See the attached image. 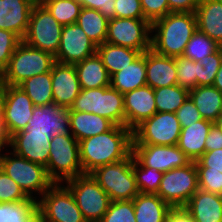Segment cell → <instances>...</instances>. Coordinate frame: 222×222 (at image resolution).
Wrapping results in <instances>:
<instances>
[{"label":"cell","mask_w":222,"mask_h":222,"mask_svg":"<svg viewBox=\"0 0 222 222\" xmlns=\"http://www.w3.org/2000/svg\"><path fill=\"white\" fill-rule=\"evenodd\" d=\"M132 142V130L118 125L105 133L79 141L83 174L127 158L132 153Z\"/></svg>","instance_id":"6da1fadb"},{"label":"cell","mask_w":222,"mask_h":222,"mask_svg":"<svg viewBox=\"0 0 222 222\" xmlns=\"http://www.w3.org/2000/svg\"><path fill=\"white\" fill-rule=\"evenodd\" d=\"M196 31L194 12H170L151 24V49L163 56H183L188 41Z\"/></svg>","instance_id":"7a4b0ae2"},{"label":"cell","mask_w":222,"mask_h":222,"mask_svg":"<svg viewBox=\"0 0 222 222\" xmlns=\"http://www.w3.org/2000/svg\"><path fill=\"white\" fill-rule=\"evenodd\" d=\"M45 169L53 183L63 184L67 180L83 175L79 142L72 134L51 137L49 160Z\"/></svg>","instance_id":"3957f363"},{"label":"cell","mask_w":222,"mask_h":222,"mask_svg":"<svg viewBox=\"0 0 222 222\" xmlns=\"http://www.w3.org/2000/svg\"><path fill=\"white\" fill-rule=\"evenodd\" d=\"M0 168L21 187L29 198L35 201H38L36 195L41 197L54 184L43 165L31 162L13 151L6 154L1 152ZM33 193H37L35 197Z\"/></svg>","instance_id":"277c9868"},{"label":"cell","mask_w":222,"mask_h":222,"mask_svg":"<svg viewBox=\"0 0 222 222\" xmlns=\"http://www.w3.org/2000/svg\"><path fill=\"white\" fill-rule=\"evenodd\" d=\"M55 57L21 41L1 76L5 85L18 86L25 79L51 71Z\"/></svg>","instance_id":"5b68a950"},{"label":"cell","mask_w":222,"mask_h":222,"mask_svg":"<svg viewBox=\"0 0 222 222\" xmlns=\"http://www.w3.org/2000/svg\"><path fill=\"white\" fill-rule=\"evenodd\" d=\"M134 154L127 158L97 167L89 173L105 190L111 201L133 200L140 192L133 172Z\"/></svg>","instance_id":"8992f818"},{"label":"cell","mask_w":222,"mask_h":222,"mask_svg":"<svg viewBox=\"0 0 222 222\" xmlns=\"http://www.w3.org/2000/svg\"><path fill=\"white\" fill-rule=\"evenodd\" d=\"M65 186L72 193L86 222H100L111 203L109 195L90 174L67 180Z\"/></svg>","instance_id":"52a82bcc"},{"label":"cell","mask_w":222,"mask_h":222,"mask_svg":"<svg viewBox=\"0 0 222 222\" xmlns=\"http://www.w3.org/2000/svg\"><path fill=\"white\" fill-rule=\"evenodd\" d=\"M37 207L39 222H86L64 183H54L38 198Z\"/></svg>","instance_id":"ba28073f"},{"label":"cell","mask_w":222,"mask_h":222,"mask_svg":"<svg viewBox=\"0 0 222 222\" xmlns=\"http://www.w3.org/2000/svg\"><path fill=\"white\" fill-rule=\"evenodd\" d=\"M181 125L172 112H156L132 130V145H177Z\"/></svg>","instance_id":"9c48e42d"},{"label":"cell","mask_w":222,"mask_h":222,"mask_svg":"<svg viewBox=\"0 0 222 222\" xmlns=\"http://www.w3.org/2000/svg\"><path fill=\"white\" fill-rule=\"evenodd\" d=\"M63 25L42 5H34L30 14L28 30L22 41L31 47L57 54Z\"/></svg>","instance_id":"30bf717a"},{"label":"cell","mask_w":222,"mask_h":222,"mask_svg":"<svg viewBox=\"0 0 222 222\" xmlns=\"http://www.w3.org/2000/svg\"><path fill=\"white\" fill-rule=\"evenodd\" d=\"M199 189L195 162L164 172L157 195L171 207H184Z\"/></svg>","instance_id":"8fae6325"},{"label":"cell","mask_w":222,"mask_h":222,"mask_svg":"<svg viewBox=\"0 0 222 222\" xmlns=\"http://www.w3.org/2000/svg\"><path fill=\"white\" fill-rule=\"evenodd\" d=\"M105 42L144 53L151 49V23L146 19H110Z\"/></svg>","instance_id":"7c38bea8"},{"label":"cell","mask_w":222,"mask_h":222,"mask_svg":"<svg viewBox=\"0 0 222 222\" xmlns=\"http://www.w3.org/2000/svg\"><path fill=\"white\" fill-rule=\"evenodd\" d=\"M132 153L141 166L163 173L192 162L177 145H132Z\"/></svg>","instance_id":"4fadbf2b"},{"label":"cell","mask_w":222,"mask_h":222,"mask_svg":"<svg viewBox=\"0 0 222 222\" xmlns=\"http://www.w3.org/2000/svg\"><path fill=\"white\" fill-rule=\"evenodd\" d=\"M34 107L32 100L22 88L5 85L1 111L10 136L27 127Z\"/></svg>","instance_id":"5bb4252c"},{"label":"cell","mask_w":222,"mask_h":222,"mask_svg":"<svg viewBox=\"0 0 222 222\" xmlns=\"http://www.w3.org/2000/svg\"><path fill=\"white\" fill-rule=\"evenodd\" d=\"M97 53V45L77 24L64 25L55 62L75 65Z\"/></svg>","instance_id":"9a60e30c"},{"label":"cell","mask_w":222,"mask_h":222,"mask_svg":"<svg viewBox=\"0 0 222 222\" xmlns=\"http://www.w3.org/2000/svg\"><path fill=\"white\" fill-rule=\"evenodd\" d=\"M26 131L49 133L51 137L59 134H71L69 111L55 102L43 106H35Z\"/></svg>","instance_id":"2e32d148"},{"label":"cell","mask_w":222,"mask_h":222,"mask_svg":"<svg viewBox=\"0 0 222 222\" xmlns=\"http://www.w3.org/2000/svg\"><path fill=\"white\" fill-rule=\"evenodd\" d=\"M51 135L49 133L21 130L11 136L8 148L31 162L47 166Z\"/></svg>","instance_id":"e0dca14e"},{"label":"cell","mask_w":222,"mask_h":222,"mask_svg":"<svg viewBox=\"0 0 222 222\" xmlns=\"http://www.w3.org/2000/svg\"><path fill=\"white\" fill-rule=\"evenodd\" d=\"M125 126L133 130L156 112L154 89L148 85L123 94Z\"/></svg>","instance_id":"ac0fdd59"},{"label":"cell","mask_w":222,"mask_h":222,"mask_svg":"<svg viewBox=\"0 0 222 222\" xmlns=\"http://www.w3.org/2000/svg\"><path fill=\"white\" fill-rule=\"evenodd\" d=\"M53 101L65 108H70L81 92L74 65L55 62L51 68Z\"/></svg>","instance_id":"d6986e66"},{"label":"cell","mask_w":222,"mask_h":222,"mask_svg":"<svg viewBox=\"0 0 222 222\" xmlns=\"http://www.w3.org/2000/svg\"><path fill=\"white\" fill-rule=\"evenodd\" d=\"M33 6L30 0H0V29L11 31L23 40Z\"/></svg>","instance_id":"ffe728a7"},{"label":"cell","mask_w":222,"mask_h":222,"mask_svg":"<svg viewBox=\"0 0 222 222\" xmlns=\"http://www.w3.org/2000/svg\"><path fill=\"white\" fill-rule=\"evenodd\" d=\"M146 82L153 89L177 85L175 59L157 54L152 49L147 50Z\"/></svg>","instance_id":"44dd1931"},{"label":"cell","mask_w":222,"mask_h":222,"mask_svg":"<svg viewBox=\"0 0 222 222\" xmlns=\"http://www.w3.org/2000/svg\"><path fill=\"white\" fill-rule=\"evenodd\" d=\"M184 208L195 222H222V195L198 189Z\"/></svg>","instance_id":"7402d4cb"},{"label":"cell","mask_w":222,"mask_h":222,"mask_svg":"<svg viewBox=\"0 0 222 222\" xmlns=\"http://www.w3.org/2000/svg\"><path fill=\"white\" fill-rule=\"evenodd\" d=\"M70 133L79 141L111 130L115 124L94 113L69 111Z\"/></svg>","instance_id":"603a6c76"},{"label":"cell","mask_w":222,"mask_h":222,"mask_svg":"<svg viewBox=\"0 0 222 222\" xmlns=\"http://www.w3.org/2000/svg\"><path fill=\"white\" fill-rule=\"evenodd\" d=\"M194 13L197 30L220 43L222 41V1L201 0Z\"/></svg>","instance_id":"cb8c5ba5"},{"label":"cell","mask_w":222,"mask_h":222,"mask_svg":"<svg viewBox=\"0 0 222 222\" xmlns=\"http://www.w3.org/2000/svg\"><path fill=\"white\" fill-rule=\"evenodd\" d=\"M213 122L202 119L181 128L177 146L191 159L197 161L205 153V140Z\"/></svg>","instance_id":"d4e9b609"},{"label":"cell","mask_w":222,"mask_h":222,"mask_svg":"<svg viewBox=\"0 0 222 222\" xmlns=\"http://www.w3.org/2000/svg\"><path fill=\"white\" fill-rule=\"evenodd\" d=\"M146 85V51L131 64L110 76V87L122 94Z\"/></svg>","instance_id":"484cf974"},{"label":"cell","mask_w":222,"mask_h":222,"mask_svg":"<svg viewBox=\"0 0 222 222\" xmlns=\"http://www.w3.org/2000/svg\"><path fill=\"white\" fill-rule=\"evenodd\" d=\"M75 69L81 89L110 86V75L98 53L76 63Z\"/></svg>","instance_id":"4316f807"},{"label":"cell","mask_w":222,"mask_h":222,"mask_svg":"<svg viewBox=\"0 0 222 222\" xmlns=\"http://www.w3.org/2000/svg\"><path fill=\"white\" fill-rule=\"evenodd\" d=\"M133 204L136 222H166L172 208L157 194L139 193Z\"/></svg>","instance_id":"83f0119b"},{"label":"cell","mask_w":222,"mask_h":222,"mask_svg":"<svg viewBox=\"0 0 222 222\" xmlns=\"http://www.w3.org/2000/svg\"><path fill=\"white\" fill-rule=\"evenodd\" d=\"M203 119L214 122L222 113V92L212 86H197L189 91Z\"/></svg>","instance_id":"f1b7e54d"},{"label":"cell","mask_w":222,"mask_h":222,"mask_svg":"<svg viewBox=\"0 0 222 222\" xmlns=\"http://www.w3.org/2000/svg\"><path fill=\"white\" fill-rule=\"evenodd\" d=\"M97 53L101 57L110 76L122 70L123 67L131 64L142 54L138 50L113 45L107 42L97 46Z\"/></svg>","instance_id":"f546056e"},{"label":"cell","mask_w":222,"mask_h":222,"mask_svg":"<svg viewBox=\"0 0 222 222\" xmlns=\"http://www.w3.org/2000/svg\"><path fill=\"white\" fill-rule=\"evenodd\" d=\"M98 115L125 126L123 94L110 86L99 88Z\"/></svg>","instance_id":"4dcf8cb0"},{"label":"cell","mask_w":222,"mask_h":222,"mask_svg":"<svg viewBox=\"0 0 222 222\" xmlns=\"http://www.w3.org/2000/svg\"><path fill=\"white\" fill-rule=\"evenodd\" d=\"M108 21L98 10L82 7L76 23L99 46L106 40Z\"/></svg>","instance_id":"1f68e13d"},{"label":"cell","mask_w":222,"mask_h":222,"mask_svg":"<svg viewBox=\"0 0 222 222\" xmlns=\"http://www.w3.org/2000/svg\"><path fill=\"white\" fill-rule=\"evenodd\" d=\"M35 106H43L53 101L51 71L25 79L18 85Z\"/></svg>","instance_id":"d6a6232c"},{"label":"cell","mask_w":222,"mask_h":222,"mask_svg":"<svg viewBox=\"0 0 222 222\" xmlns=\"http://www.w3.org/2000/svg\"><path fill=\"white\" fill-rule=\"evenodd\" d=\"M0 222H39L37 201L0 203Z\"/></svg>","instance_id":"836d02e7"},{"label":"cell","mask_w":222,"mask_h":222,"mask_svg":"<svg viewBox=\"0 0 222 222\" xmlns=\"http://www.w3.org/2000/svg\"><path fill=\"white\" fill-rule=\"evenodd\" d=\"M157 112L175 113L189 97V90L178 85L154 89Z\"/></svg>","instance_id":"e575fe53"},{"label":"cell","mask_w":222,"mask_h":222,"mask_svg":"<svg viewBox=\"0 0 222 222\" xmlns=\"http://www.w3.org/2000/svg\"><path fill=\"white\" fill-rule=\"evenodd\" d=\"M42 5L63 26L75 24L82 9L78 0H44Z\"/></svg>","instance_id":"d590c367"},{"label":"cell","mask_w":222,"mask_h":222,"mask_svg":"<svg viewBox=\"0 0 222 222\" xmlns=\"http://www.w3.org/2000/svg\"><path fill=\"white\" fill-rule=\"evenodd\" d=\"M219 49V44L206 34L197 30L188 41L183 56L200 62L205 56L211 55Z\"/></svg>","instance_id":"8d00e7d4"},{"label":"cell","mask_w":222,"mask_h":222,"mask_svg":"<svg viewBox=\"0 0 222 222\" xmlns=\"http://www.w3.org/2000/svg\"><path fill=\"white\" fill-rule=\"evenodd\" d=\"M133 172L140 193L157 194L163 172L155 168L143 167L135 159L133 160Z\"/></svg>","instance_id":"74e56055"},{"label":"cell","mask_w":222,"mask_h":222,"mask_svg":"<svg viewBox=\"0 0 222 222\" xmlns=\"http://www.w3.org/2000/svg\"><path fill=\"white\" fill-rule=\"evenodd\" d=\"M177 71V85L187 90L197 87L200 77V63L184 56L174 57Z\"/></svg>","instance_id":"f35d334b"},{"label":"cell","mask_w":222,"mask_h":222,"mask_svg":"<svg viewBox=\"0 0 222 222\" xmlns=\"http://www.w3.org/2000/svg\"><path fill=\"white\" fill-rule=\"evenodd\" d=\"M100 222H136L133 200L111 201Z\"/></svg>","instance_id":"ab89813d"},{"label":"cell","mask_w":222,"mask_h":222,"mask_svg":"<svg viewBox=\"0 0 222 222\" xmlns=\"http://www.w3.org/2000/svg\"><path fill=\"white\" fill-rule=\"evenodd\" d=\"M199 63L200 77H197V86H212L222 63L221 51L218 49L211 55L205 56Z\"/></svg>","instance_id":"60d3db41"},{"label":"cell","mask_w":222,"mask_h":222,"mask_svg":"<svg viewBox=\"0 0 222 222\" xmlns=\"http://www.w3.org/2000/svg\"><path fill=\"white\" fill-rule=\"evenodd\" d=\"M35 201L29 198L21 187L0 168V203Z\"/></svg>","instance_id":"b9f144b4"},{"label":"cell","mask_w":222,"mask_h":222,"mask_svg":"<svg viewBox=\"0 0 222 222\" xmlns=\"http://www.w3.org/2000/svg\"><path fill=\"white\" fill-rule=\"evenodd\" d=\"M99 88L81 89L68 111L94 113L98 115Z\"/></svg>","instance_id":"7bdbcfd3"},{"label":"cell","mask_w":222,"mask_h":222,"mask_svg":"<svg viewBox=\"0 0 222 222\" xmlns=\"http://www.w3.org/2000/svg\"><path fill=\"white\" fill-rule=\"evenodd\" d=\"M198 172V186L207 192L222 195V173L209 170V167H196Z\"/></svg>","instance_id":"ee69618b"},{"label":"cell","mask_w":222,"mask_h":222,"mask_svg":"<svg viewBox=\"0 0 222 222\" xmlns=\"http://www.w3.org/2000/svg\"><path fill=\"white\" fill-rule=\"evenodd\" d=\"M21 41L15 33L0 29V74L7 68L14 50Z\"/></svg>","instance_id":"f6af8a7d"},{"label":"cell","mask_w":222,"mask_h":222,"mask_svg":"<svg viewBox=\"0 0 222 222\" xmlns=\"http://www.w3.org/2000/svg\"><path fill=\"white\" fill-rule=\"evenodd\" d=\"M146 20L151 24L170 13L168 0H140Z\"/></svg>","instance_id":"bcb514c9"},{"label":"cell","mask_w":222,"mask_h":222,"mask_svg":"<svg viewBox=\"0 0 222 222\" xmlns=\"http://www.w3.org/2000/svg\"><path fill=\"white\" fill-rule=\"evenodd\" d=\"M115 18L145 19L140 0H115Z\"/></svg>","instance_id":"7dc6e473"},{"label":"cell","mask_w":222,"mask_h":222,"mask_svg":"<svg viewBox=\"0 0 222 222\" xmlns=\"http://www.w3.org/2000/svg\"><path fill=\"white\" fill-rule=\"evenodd\" d=\"M175 114L180 122L181 128H186L190 126V124L203 119L190 97L187 98Z\"/></svg>","instance_id":"c3c4849f"},{"label":"cell","mask_w":222,"mask_h":222,"mask_svg":"<svg viewBox=\"0 0 222 222\" xmlns=\"http://www.w3.org/2000/svg\"><path fill=\"white\" fill-rule=\"evenodd\" d=\"M82 7L98 10L108 20L115 18V0H78Z\"/></svg>","instance_id":"681fc988"},{"label":"cell","mask_w":222,"mask_h":222,"mask_svg":"<svg viewBox=\"0 0 222 222\" xmlns=\"http://www.w3.org/2000/svg\"><path fill=\"white\" fill-rule=\"evenodd\" d=\"M196 167H209V170H215L222 173V148L205 152L197 161Z\"/></svg>","instance_id":"f907efd6"},{"label":"cell","mask_w":222,"mask_h":222,"mask_svg":"<svg viewBox=\"0 0 222 222\" xmlns=\"http://www.w3.org/2000/svg\"><path fill=\"white\" fill-rule=\"evenodd\" d=\"M201 0H168L170 12H195Z\"/></svg>","instance_id":"816d5d0a"},{"label":"cell","mask_w":222,"mask_h":222,"mask_svg":"<svg viewBox=\"0 0 222 222\" xmlns=\"http://www.w3.org/2000/svg\"><path fill=\"white\" fill-rule=\"evenodd\" d=\"M222 148V131L215 125H212L205 140V152Z\"/></svg>","instance_id":"f5cc1de1"},{"label":"cell","mask_w":222,"mask_h":222,"mask_svg":"<svg viewBox=\"0 0 222 222\" xmlns=\"http://www.w3.org/2000/svg\"><path fill=\"white\" fill-rule=\"evenodd\" d=\"M166 222H195L193 217L184 207H172Z\"/></svg>","instance_id":"db71d44e"},{"label":"cell","mask_w":222,"mask_h":222,"mask_svg":"<svg viewBox=\"0 0 222 222\" xmlns=\"http://www.w3.org/2000/svg\"><path fill=\"white\" fill-rule=\"evenodd\" d=\"M11 140V136L7 130L5 121L3 119L2 111H0V144L7 148Z\"/></svg>","instance_id":"11a10c76"},{"label":"cell","mask_w":222,"mask_h":222,"mask_svg":"<svg viewBox=\"0 0 222 222\" xmlns=\"http://www.w3.org/2000/svg\"><path fill=\"white\" fill-rule=\"evenodd\" d=\"M213 86L222 92V63H221V66L216 74Z\"/></svg>","instance_id":"9f6ffc18"},{"label":"cell","mask_w":222,"mask_h":222,"mask_svg":"<svg viewBox=\"0 0 222 222\" xmlns=\"http://www.w3.org/2000/svg\"><path fill=\"white\" fill-rule=\"evenodd\" d=\"M213 125H215L217 128H219L222 131V113L213 122Z\"/></svg>","instance_id":"6f0895ef"},{"label":"cell","mask_w":222,"mask_h":222,"mask_svg":"<svg viewBox=\"0 0 222 222\" xmlns=\"http://www.w3.org/2000/svg\"><path fill=\"white\" fill-rule=\"evenodd\" d=\"M4 87H5V84L0 74V111H1V102H2V95H3Z\"/></svg>","instance_id":"680465c9"},{"label":"cell","mask_w":222,"mask_h":222,"mask_svg":"<svg viewBox=\"0 0 222 222\" xmlns=\"http://www.w3.org/2000/svg\"><path fill=\"white\" fill-rule=\"evenodd\" d=\"M34 5L42 4L44 0H30Z\"/></svg>","instance_id":"91938a15"},{"label":"cell","mask_w":222,"mask_h":222,"mask_svg":"<svg viewBox=\"0 0 222 222\" xmlns=\"http://www.w3.org/2000/svg\"><path fill=\"white\" fill-rule=\"evenodd\" d=\"M219 44V50L221 51V53H222V41L220 42V43H218Z\"/></svg>","instance_id":"94428289"},{"label":"cell","mask_w":222,"mask_h":222,"mask_svg":"<svg viewBox=\"0 0 222 222\" xmlns=\"http://www.w3.org/2000/svg\"><path fill=\"white\" fill-rule=\"evenodd\" d=\"M3 149H5V148L0 144V152H2ZM0 155H1V153H0Z\"/></svg>","instance_id":"6125c7cd"}]
</instances>
